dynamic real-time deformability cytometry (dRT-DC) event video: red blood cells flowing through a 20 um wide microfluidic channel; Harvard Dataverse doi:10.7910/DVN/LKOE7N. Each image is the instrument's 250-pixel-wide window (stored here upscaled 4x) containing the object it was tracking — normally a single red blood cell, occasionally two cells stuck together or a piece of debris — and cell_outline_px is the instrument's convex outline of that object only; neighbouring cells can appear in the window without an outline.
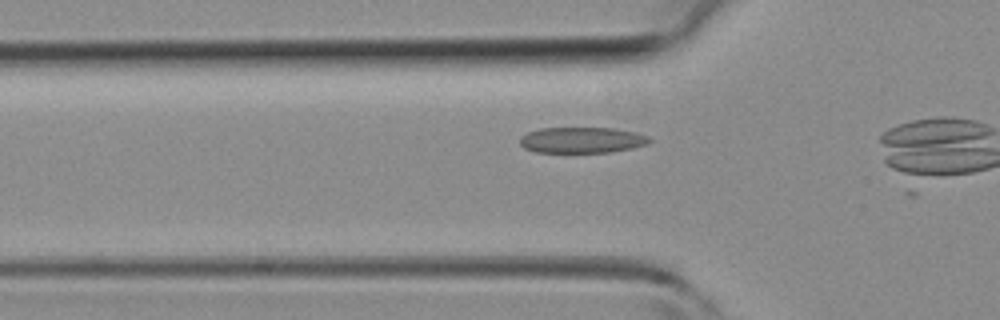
{"species": "common noctule bat (a hibernating species)", "species_latin": "Nyctalus noctula", "temperature_condition": "room temperature", "stored_images_in_passage": 6, "camera_frame_rate_fps": 3000, "um_per_image_px": 0.085, "animal": {"sex": "female", "body_mass_g": 19.3, "forearm_length_mm": 54.1}, "frame": {"image": 1, "passage_image": 4, "time_ms": 1.0, "image_size_px": [1000, 320], "cell_outline_px": [[652, 140], [648, 144], [632, 148], [612, 152], [536, 152], [524, 148], [520, 144], [520, 136], [528, 132], [540, 128], [612, 128], [636, 132], [648, 136]], "centroid_in_image_um": [49.47, 11.9], "position_along_channel_um": 76.3, "area_um2": 19.59}}